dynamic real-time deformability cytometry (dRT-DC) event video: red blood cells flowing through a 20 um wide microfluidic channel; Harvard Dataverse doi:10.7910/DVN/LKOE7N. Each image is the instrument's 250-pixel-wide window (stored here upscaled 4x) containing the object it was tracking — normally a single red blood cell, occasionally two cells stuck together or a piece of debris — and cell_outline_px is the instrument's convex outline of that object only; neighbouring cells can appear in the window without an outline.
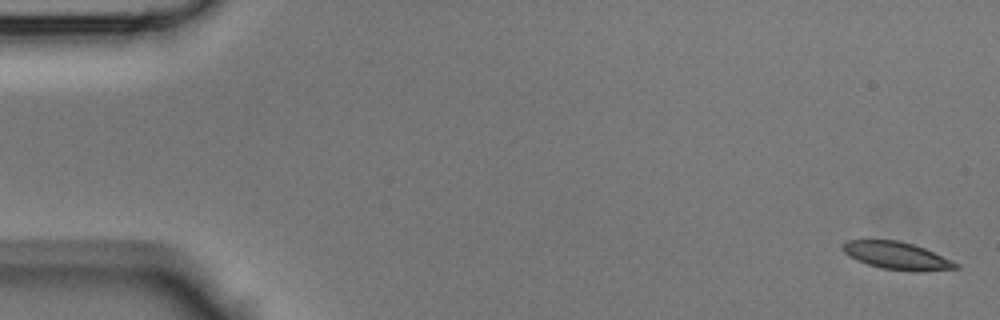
{"species": "Egyptian fruit bat (a non-hibernating species)", "species_latin": "Rousettus aegyptiacus", "temperature_condition": "room temperature", "stored_images_in_passage": 44, "camera_frame_rate_fps": 3000, "um_per_image_px": 0.085, "animal": {"sex": "male"}, "frame": {"image": 1, "passage_image": 1, "time_ms": 0.0, "image_size_px": [1000, 320], "cell_outline_px": [[960, 268], [880, 268], [856, 260], [848, 256], [840, 248], [848, 240], [900, 240], [924, 248], [960, 264]], "centroid_in_image_um": [76.1, 21.66], "position_along_channel_um": 8.9, "area_um2": 16.99}}
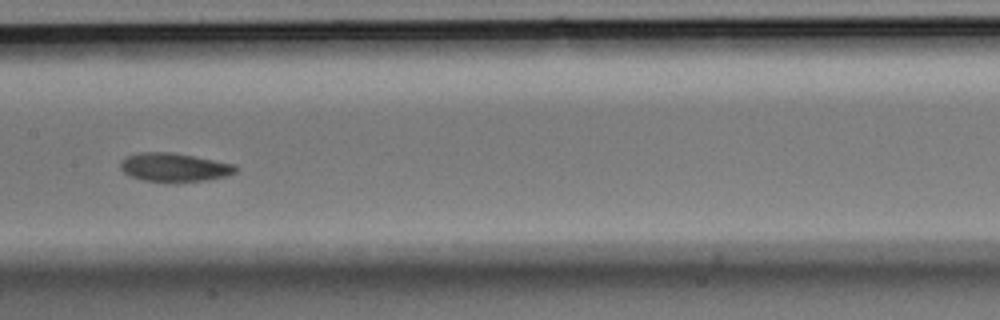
{"frame": {"image": 2, "passage_image": 22, "time_ms": 7.0, "image_size_px": [1000, 320], "cell_outline_px": [[236, 172], [228, 176], [204, 180], [176, 184], [144, 180], [128, 176], [120, 168], [120, 164], [128, 156], [140, 152], [168, 152], [192, 156], [236, 164]], "centroid_in_image_um": [14.82, 14.26], "position_along_channel_um": 192.6, "area_um2": 19.42}}
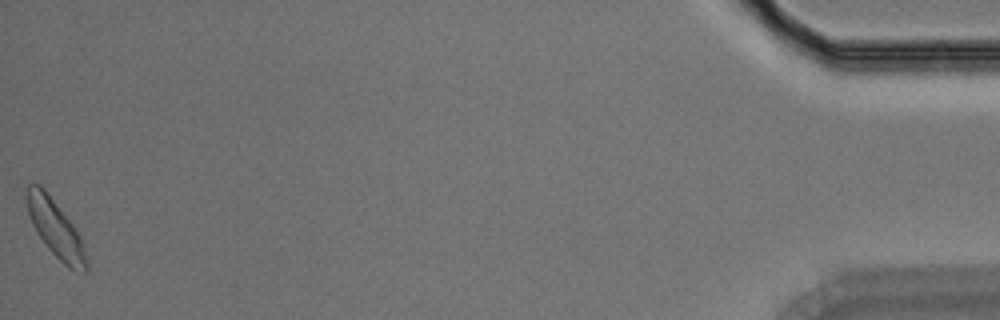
{"frame": {"image": 3, "passage_image": 44, "time_ms": 14.333, "image_size_px": [1000, 320], "cell_outline_px": [[88, 272], [76, 272], [68, 268], [48, 248], [36, 232], [32, 224], [28, 212], [24, 196], [28, 184], [40, 184], [44, 188], [72, 224], [80, 236], [84, 244], [88, 264]], "centroid_in_image_um": [4.72, 19.45], "position_along_channel_um": 430.5, "area_um2": 20.0}}